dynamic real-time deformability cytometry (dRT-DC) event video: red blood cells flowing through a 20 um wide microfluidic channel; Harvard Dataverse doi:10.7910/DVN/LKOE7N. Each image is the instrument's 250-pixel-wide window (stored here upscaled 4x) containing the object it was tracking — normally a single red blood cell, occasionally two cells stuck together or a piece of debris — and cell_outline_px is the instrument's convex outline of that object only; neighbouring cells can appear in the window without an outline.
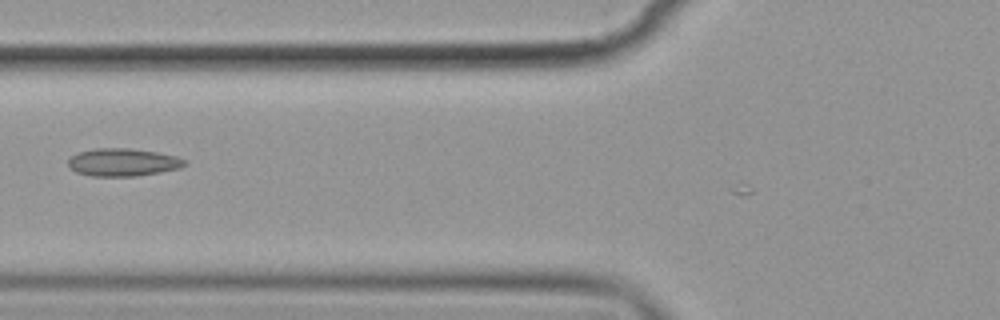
{"species": "common noctule bat (a hibernating species)", "species_latin": "Nyctalus noctula", "temperature_condition": "cold", "stored_images_in_passage": 7, "camera_frame_rate_fps": 3000, "um_per_image_px": 0.085, "animal": {"sex": "female", "body_mass_g": 19.9}, "frame": {"image": 1, "passage_image": 6, "time_ms": 6.0, "image_size_px": [1000, 320], "cell_outline_px": [[184, 164], [180, 168], [160, 172], [136, 176], [92, 176], [76, 172], [68, 168], [68, 160], [72, 156], [80, 152], [96, 148], [128, 148], [156, 152], [176, 156], [184, 160]], "centroid_in_image_um": [10.4, 13.8], "position_along_channel_um": 115.4, "area_um2": 18.67}}